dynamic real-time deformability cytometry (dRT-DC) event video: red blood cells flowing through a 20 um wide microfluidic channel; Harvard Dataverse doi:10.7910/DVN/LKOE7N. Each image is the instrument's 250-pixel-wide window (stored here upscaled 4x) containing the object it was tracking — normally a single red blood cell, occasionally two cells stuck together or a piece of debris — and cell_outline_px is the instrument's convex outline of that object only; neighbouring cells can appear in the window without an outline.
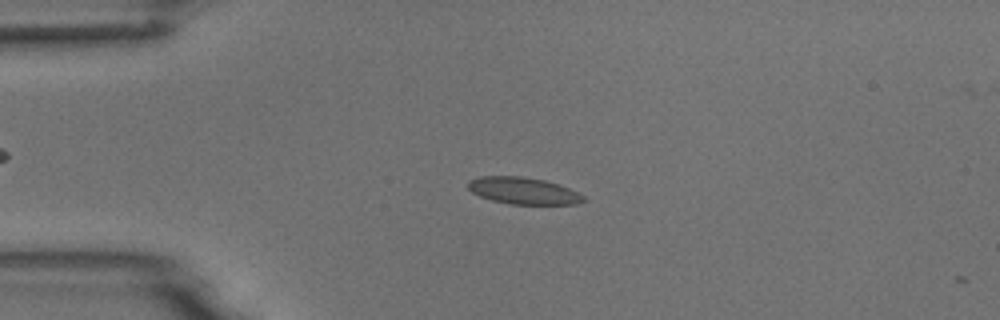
{"species": "common noctule bat (a hibernating species)", "species_latin": "Nyctalus noctula", "temperature_condition": "room temperature", "stored_images_in_passage": 14, "camera_frame_rate_fps": 3000, "um_per_image_px": 0.085, "animal": {"sex": "male", "body_mass_g": 18.8}, "frame": {"image": 1, "passage_image": 13, "time_ms": 4.0, "image_size_px": [1000, 320], "cell_outline_px": [[584, 200], [576, 204], [508, 204], [492, 200], [480, 196], [472, 192], [468, 188], [468, 180], [480, 176], [520, 176], [544, 180], [568, 188], [584, 196]], "centroid_in_image_um": [44.43, 16.21], "position_along_channel_um": 40.6, "area_um2": 17.86}}